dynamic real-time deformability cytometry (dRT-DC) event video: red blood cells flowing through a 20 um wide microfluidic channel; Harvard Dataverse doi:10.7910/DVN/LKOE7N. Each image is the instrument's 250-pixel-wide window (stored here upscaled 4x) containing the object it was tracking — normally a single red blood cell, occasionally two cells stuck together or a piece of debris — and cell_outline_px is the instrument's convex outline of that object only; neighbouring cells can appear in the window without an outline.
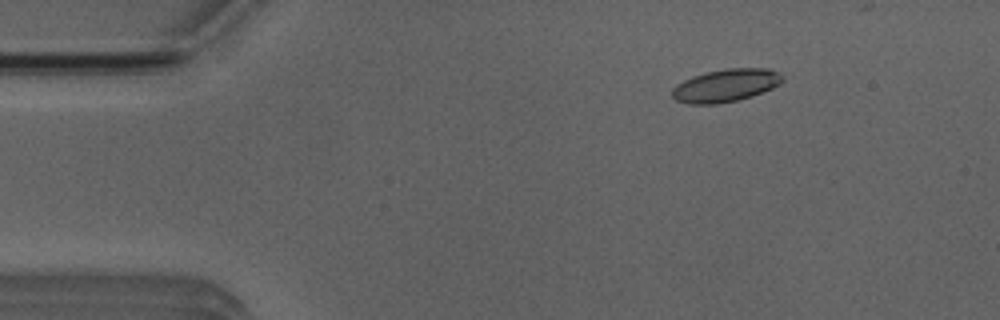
{"species": "Egyptian fruit bat (a non-hibernating species)", "species_latin": "Rousettus aegyptiacus", "temperature_condition": "room temperature", "stored_images_in_passage": 4, "camera_frame_rate_fps": 3000, "um_per_image_px": 0.085, "animal": {"sex": "male"}, "frame": {"image": 1, "passage_image": 2, "time_ms": 1.0, "image_size_px": [1000, 320], "cell_outline_px": [[784, 80], [780, 84], [772, 88], [752, 96], [736, 100], [716, 104], [688, 104], [676, 100], [672, 96], [672, 88], [676, 84], [692, 76], [724, 68], [768, 68], [780, 72], [784, 76]], "centroid_in_image_um": [61.71, 7.25], "position_along_channel_um": 23.3, "area_um2": 21.21}}